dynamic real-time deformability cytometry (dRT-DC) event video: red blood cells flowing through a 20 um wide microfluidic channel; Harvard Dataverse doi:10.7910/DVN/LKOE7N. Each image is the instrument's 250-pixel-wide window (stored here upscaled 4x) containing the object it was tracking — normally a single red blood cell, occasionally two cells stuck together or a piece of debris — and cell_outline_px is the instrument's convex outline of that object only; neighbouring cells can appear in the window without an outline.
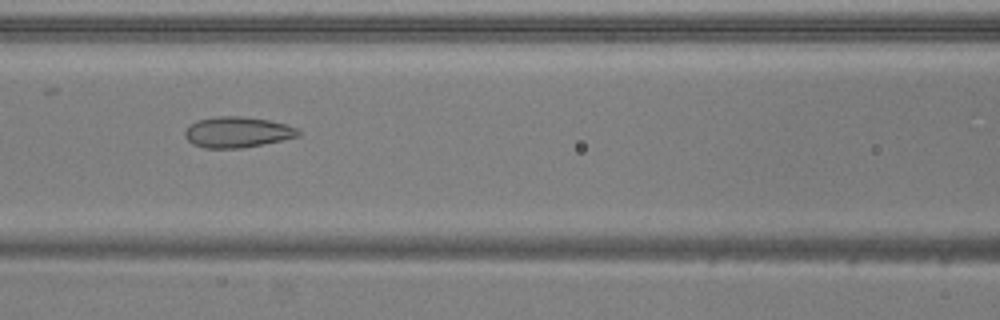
{"species": "common noctule bat (a hibernating species)", "species_latin": "Nyctalus noctula", "temperature_condition": "warm", "stored_images_in_passage": 51, "camera_frame_rate_fps": 3000, "um_per_image_px": 0.085, "animal": {"sex": "male", "body_mass_g": 20.5, "forearm_length_mm": 52.5}, "frame": {"image": 1, "passage_image": 21, "time_ms": 6.667, "image_size_px": [1000, 320], "cell_outline_px": [[300, 136], [244, 148], [204, 148], [192, 144], [184, 136], [184, 132], [196, 120], [216, 116], [240, 116], [268, 120], [284, 124], [296, 128], [300, 132]], "centroid_in_image_um": [20.15, 11.24], "position_along_channel_um": 146.5, "area_um2": 20.23}}
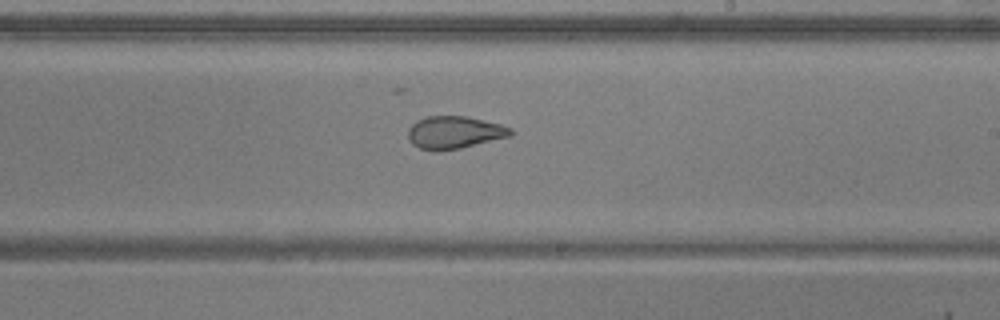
{"frame": {"image": 2, "passage_image": 29, "time_ms": 9.333, "image_size_px": [1000, 320], "cell_outline_px": [[516, 132], [512, 136], [460, 148], [436, 152], [420, 148], [412, 144], [408, 136], [408, 128], [416, 120], [428, 116], [468, 116], [500, 124], [512, 128]], "centroid_in_image_um": [38.65, 11.26], "position_along_channel_um": 250.4, "area_um2": 19.71}}
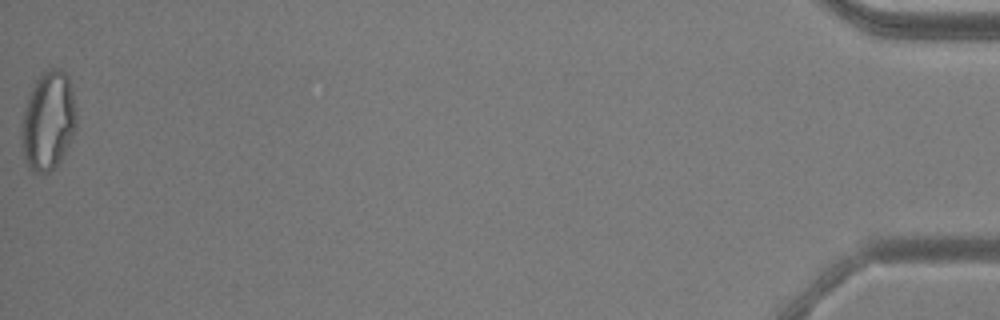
{"frame": {"image": 3, "passage_image": 51, "time_ms": 16.667, "image_size_px": [1000, 320], "cell_outline_px": [[76, 128], [60, 160], [48, 172], [32, 172], [28, 168], [24, 160], [20, 144], [20, 124], [28, 96], [36, 80], [44, 72], [52, 68], [60, 68], [68, 76], [76, 112]], "centroid_in_image_um": [4.05, 10.29], "position_along_channel_um": 431.2, "area_um2": 31.56}, "authors_computed_cell_mechanics": {"area_um2": 24.276, "velocity_mm_per_s": 3.9052, "shape_relaxation_time_tau1_ms": null, "shape_relaxation_time_tau2_ms": 1.1887, "deformation_change_tau1": null, "deformation_change_tau2": 0.0668}}